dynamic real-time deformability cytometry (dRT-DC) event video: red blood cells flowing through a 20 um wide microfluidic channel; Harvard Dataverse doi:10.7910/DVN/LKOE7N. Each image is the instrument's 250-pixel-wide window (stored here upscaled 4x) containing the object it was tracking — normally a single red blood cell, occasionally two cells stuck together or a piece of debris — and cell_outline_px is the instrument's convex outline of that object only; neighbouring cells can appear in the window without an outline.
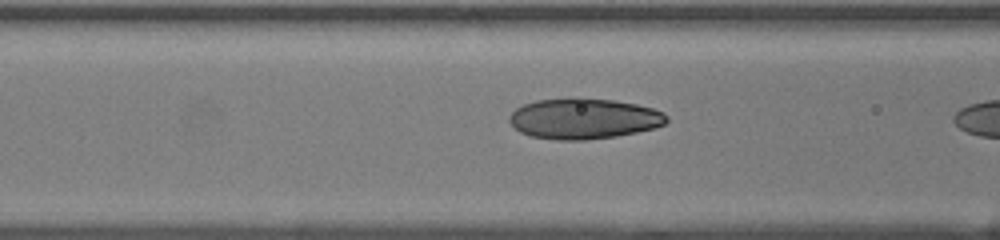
{"species": "human", "species_latin": "Homo sapiens", "temperature_condition": "room temperature", "stored_images_in_passage": 19, "camera_frame_rate_fps": 3000, "um_per_image_px": 0.085, "donor": {"sex": "female"}, "frame": {"image": 1, "passage_image": 18, "time_ms": 5.667, "image_size_px": [1000, 240], "cell_outline_px": [[668, 120], [664, 124], [656, 128], [616, 136], [588, 140], [556, 140], [532, 136], [520, 132], [508, 120], [508, 116], [516, 108], [524, 104], [536, 100], [576, 96], [580, 96], [612, 100], [636, 104], [652, 108], [664, 112], [668, 116]], "centroid_in_image_um": [49.62, 10.06], "position_along_channel_um": 117.0, "area_um2": 37.74}}